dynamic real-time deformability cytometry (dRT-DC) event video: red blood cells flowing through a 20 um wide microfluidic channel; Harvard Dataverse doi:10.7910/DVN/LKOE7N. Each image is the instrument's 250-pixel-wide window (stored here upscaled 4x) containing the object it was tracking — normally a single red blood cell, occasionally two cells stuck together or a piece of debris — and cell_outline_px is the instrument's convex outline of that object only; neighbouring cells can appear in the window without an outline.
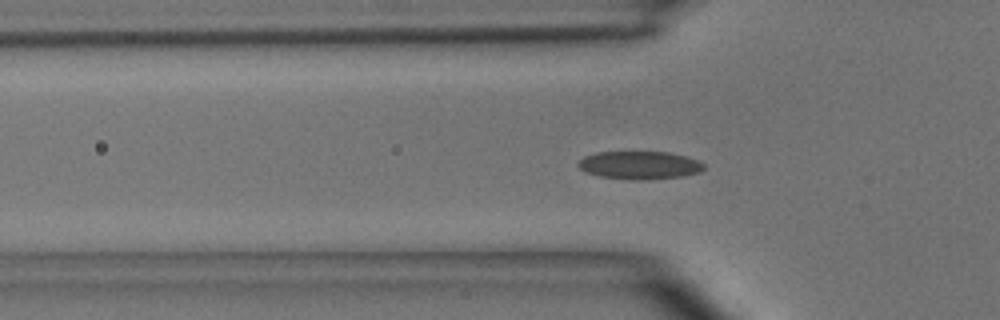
{"species": "common noctule bat (a hibernating species)", "species_latin": "Nyctalus noctula", "temperature_condition": "room temperature", "stored_images_in_passage": 50, "camera_frame_rate_fps": 3000, "um_per_image_px": 0.085, "animal": {"sex": "male", "body_mass_g": 15.6}, "frame": {"image": 1, "passage_image": 15, "time_ms": 4.667, "image_size_px": [1000, 320], "cell_outline_px": [[704, 168], [700, 172], [680, 176], [644, 180], [632, 180], [600, 176], [584, 172], [576, 164], [584, 156], [596, 152], [668, 152], [688, 156], [700, 160], [704, 164]], "centroid_in_image_um": [54.36, 14.03], "position_along_channel_um": 71.4, "area_um2": 20.63}}
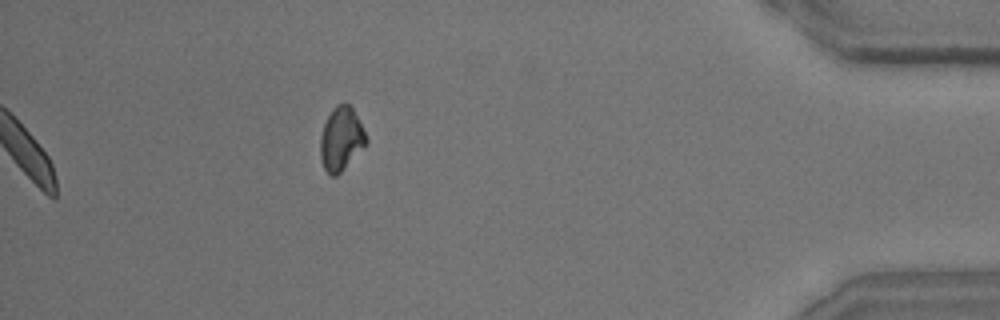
{"frame": {"image": 2, "passage_image": 50, "time_ms": 16.333, "image_size_px": [1000, 320], "cell_outline_px": [[368, 144], [336, 176], [332, 176], [324, 168], [320, 156], [320, 136], [324, 124], [332, 108], [336, 104], [348, 104], [352, 108], [368, 140]], "centroid_in_image_um": [28.99, 11.82], "position_along_channel_um": 406.2, "area_um2": 16.76}, "authors_computed_cell_mechanics": {"area_um2": 19.652, "velocity_mm_per_s": 3.9547, "shape_relaxation_time_tau1_ms": 3.549, "shape_relaxation_time_tau2_ms": 2.5509, "deformation_change_tau1": 0.0978, "deformation_change_tau2": 0.0548}}